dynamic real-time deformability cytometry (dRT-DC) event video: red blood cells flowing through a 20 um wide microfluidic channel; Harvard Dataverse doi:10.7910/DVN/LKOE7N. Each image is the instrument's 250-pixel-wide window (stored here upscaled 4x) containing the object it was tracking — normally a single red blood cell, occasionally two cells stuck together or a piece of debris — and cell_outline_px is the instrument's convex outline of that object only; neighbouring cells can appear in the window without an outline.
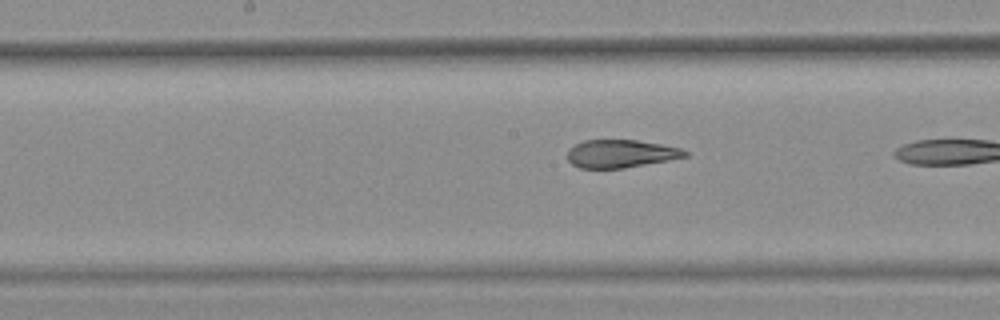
{"species": "common noctule bat (a hibernating species)", "species_latin": "Nyctalus noctula", "temperature_condition": "warm", "stored_images_in_passage": 9, "camera_frame_rate_fps": 3000, "um_per_image_px": 0.085, "animal": {"sex": "female", "body_mass_g": 25.1}, "frame": {"image": 1, "passage_image": 8, "time_ms": 2.333, "image_size_px": [1000, 320], "cell_outline_px": [[688, 156], [668, 160], [624, 168], [580, 168], [572, 164], [568, 160], [568, 152], [576, 144], [584, 140], [636, 140], [660, 144], [680, 148], [688, 152]], "centroid_in_image_um": [52.77, 13.06], "position_along_channel_um": 195.4, "area_um2": 18.9}}